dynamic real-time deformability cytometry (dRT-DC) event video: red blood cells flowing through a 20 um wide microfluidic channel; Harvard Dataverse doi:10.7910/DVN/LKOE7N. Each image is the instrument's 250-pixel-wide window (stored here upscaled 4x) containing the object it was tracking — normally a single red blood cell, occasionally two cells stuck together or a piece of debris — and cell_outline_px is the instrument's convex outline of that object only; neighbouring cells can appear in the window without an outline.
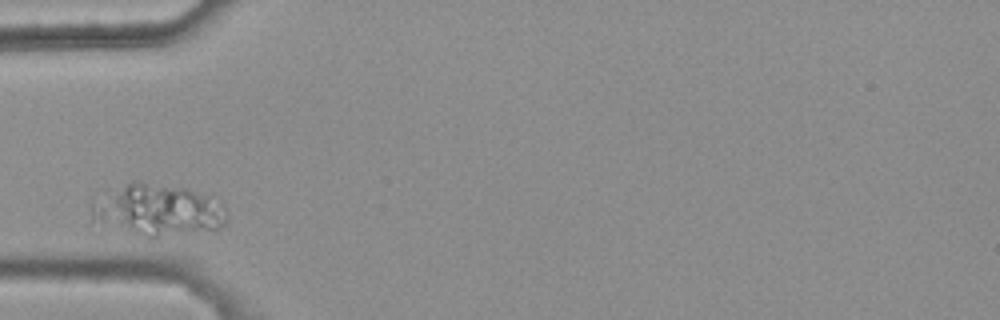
{"species": "common noctule bat (a hibernating species)", "species_latin": "Nyctalus noctula", "temperature_condition": "warm", "stored_images_in_passage": 11, "camera_frame_rate_fps": 3000, "um_per_image_px": 0.085, "animal": {"sex": "female", "body_mass_g": 25.1}, "frame": {"image": 1, "passage_image": 5, "time_ms": 1.333, "image_size_px": [1000, 320], "cell_outline_px": [[228, 220], [220, 228], [152, 240], [148, 240], [92, 220], [92, 208], [132, 180], [140, 180], [184, 188], [208, 196], [224, 204], [228, 216]], "centroid_in_image_um": [13.54, 17.92], "position_along_channel_um": 71.5, "area_um2": 40.46}}
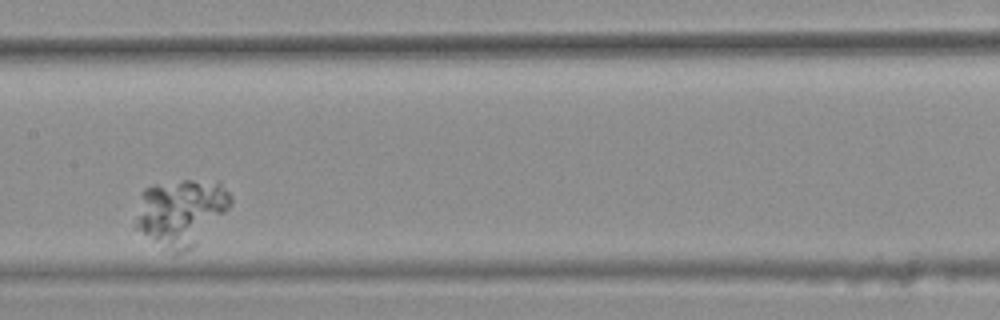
{"frame": {"image": 2, "passage_image": 8, "time_ms": 2.333, "image_size_px": [1000, 320], "cell_outline_px": [[232, 204], [196, 244], [192, 248], [176, 256], [172, 256], [132, 224], [144, 188], [152, 184], [184, 180], [220, 180], [232, 196]], "centroid_in_image_um": [15.37, 18.04], "position_along_channel_um": 192.0, "area_um2": 37.45}}
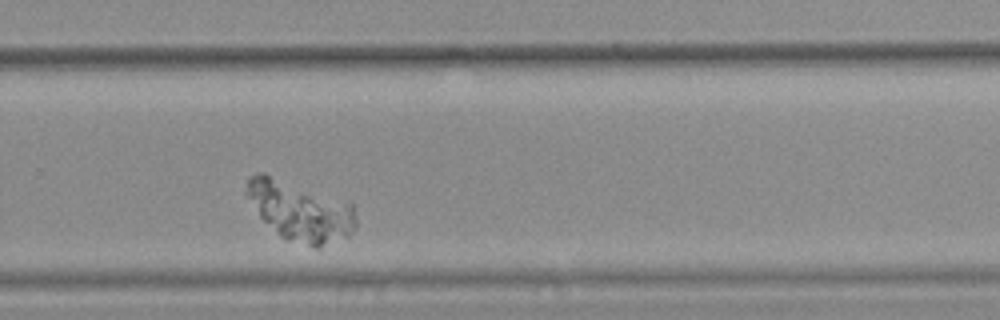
{"frame": {"image": 3, "passage_image": 11, "time_ms": 3.333, "image_size_px": [1000, 320], "cell_outline_px": [[356, 224], [348, 236], [320, 248], [312, 248], [284, 240], [260, 216], [244, 196], [244, 192], [248, 176], [260, 172], [264, 172], [352, 200], [356, 220]], "centroid_in_image_um": [25.52, 17.89], "position_along_channel_um": 304.3, "area_um2": 39.59}}